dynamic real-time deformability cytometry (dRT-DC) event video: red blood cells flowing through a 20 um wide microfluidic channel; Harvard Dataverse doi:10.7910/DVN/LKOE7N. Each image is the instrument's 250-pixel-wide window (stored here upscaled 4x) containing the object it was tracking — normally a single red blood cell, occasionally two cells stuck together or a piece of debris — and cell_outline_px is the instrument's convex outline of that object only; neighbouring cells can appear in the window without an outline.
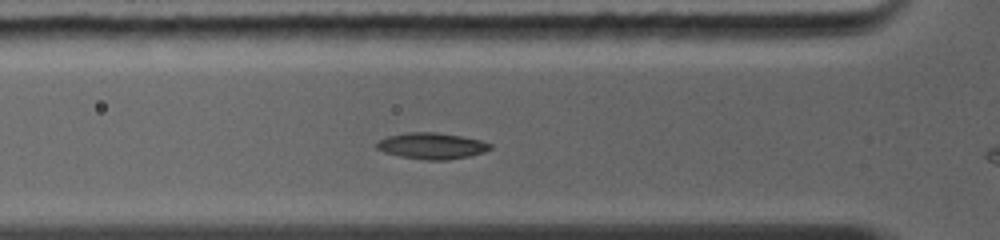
{"species": "common noctule bat (a hibernating species)", "species_latin": "Nyctalus noctula", "temperature_condition": "warm", "stored_images_in_passage": 13, "camera_frame_rate_fps": 5000, "um_per_image_px": 0.085, "animal": {"sex": "female", "body_mass_g": 19.0, "forearm_length_mm": 56.7}, "frame": {"image": 1, "passage_image": 6, "time_ms": 2.2, "image_size_px": [1000, 240], "cell_outline_px": [[492, 148], [484, 152], [472, 156], [448, 160], [424, 160], [400, 156], [384, 152], [376, 148], [376, 144], [380, 140], [388, 136], [408, 132], [436, 132], [460, 136], [480, 140], [492, 144]], "centroid_in_image_um": [36.73, 12.41], "position_along_channel_um": 89.1, "area_um2": 17.4}}